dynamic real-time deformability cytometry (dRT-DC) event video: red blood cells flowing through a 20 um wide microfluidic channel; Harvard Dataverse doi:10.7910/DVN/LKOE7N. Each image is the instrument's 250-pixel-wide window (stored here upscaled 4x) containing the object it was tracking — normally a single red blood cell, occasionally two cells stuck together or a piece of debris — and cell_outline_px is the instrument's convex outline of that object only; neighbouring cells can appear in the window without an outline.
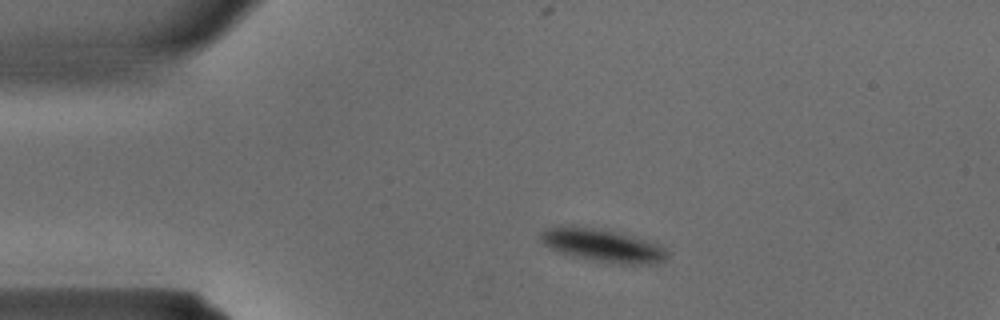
{"species": "common noctule bat (a hibernating species)", "species_latin": "Nyctalus noctula", "temperature_condition": "warm", "stored_images_in_passage": 33, "camera_frame_rate_fps": 3000, "um_per_image_px": 0.085, "animal": {"sex": "male", "body_mass_g": 15.6}, "frame": {"image": 1, "passage_image": 5, "time_ms": 1.333, "image_size_px": [1000, 320], "cell_outline_px": [[668, 256], [664, 260], [648, 264], [620, 264], [556, 252], [544, 244], [540, 240], [540, 232], [548, 228], [592, 228], [612, 232], [660, 244], [668, 252]], "centroid_in_image_um": [51.25, 20.89], "position_along_channel_um": 33.8, "area_um2": 23.06}}
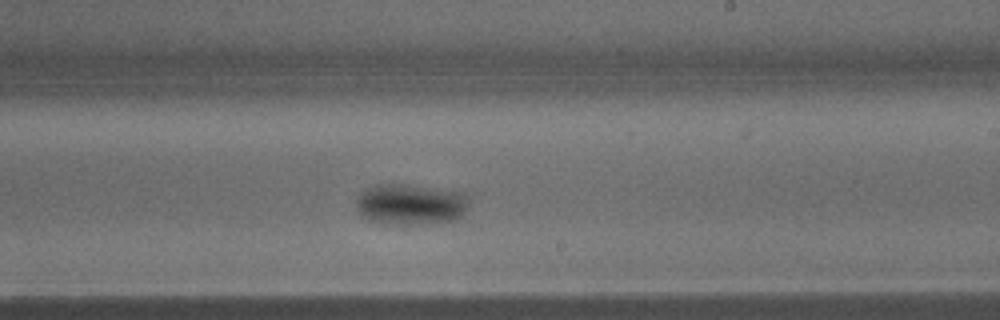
{"frame": {"image": 2, "passage_image": 19, "time_ms": 6.0, "image_size_px": [1000, 320], "cell_outline_px": [[468, 204], [464, 212], [456, 220], [432, 224], [380, 224], [368, 220], [360, 216], [356, 208], [356, 196], [364, 188], [376, 184], [400, 184], [464, 192], [468, 196]], "centroid_in_image_um": [34.84, 17.38], "position_along_channel_um": 254.2, "area_um2": 27.46}}
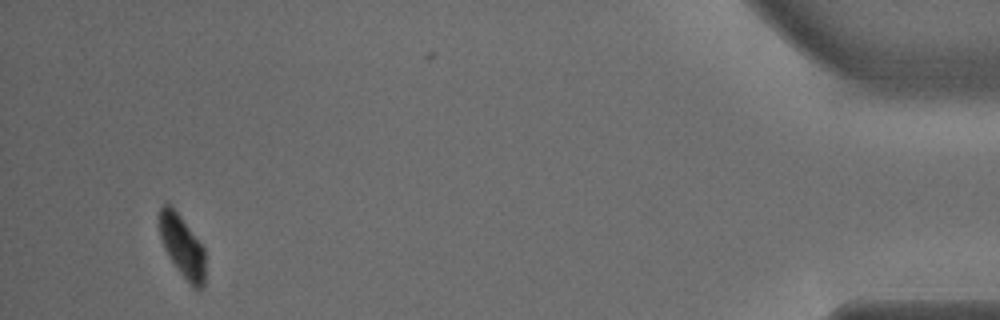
{"frame": {"image": 3, "passage_image": 32, "time_ms": 10.333, "image_size_px": [1000, 320], "cell_outline_px": [[204, 284], [200, 288], [192, 288], [188, 284], [168, 256], [160, 236], [160, 208], [164, 204], [172, 204], [204, 248]], "centroid_in_image_um": [15.49, 20.94], "position_along_channel_um": 419.7, "area_um2": 16.42}}